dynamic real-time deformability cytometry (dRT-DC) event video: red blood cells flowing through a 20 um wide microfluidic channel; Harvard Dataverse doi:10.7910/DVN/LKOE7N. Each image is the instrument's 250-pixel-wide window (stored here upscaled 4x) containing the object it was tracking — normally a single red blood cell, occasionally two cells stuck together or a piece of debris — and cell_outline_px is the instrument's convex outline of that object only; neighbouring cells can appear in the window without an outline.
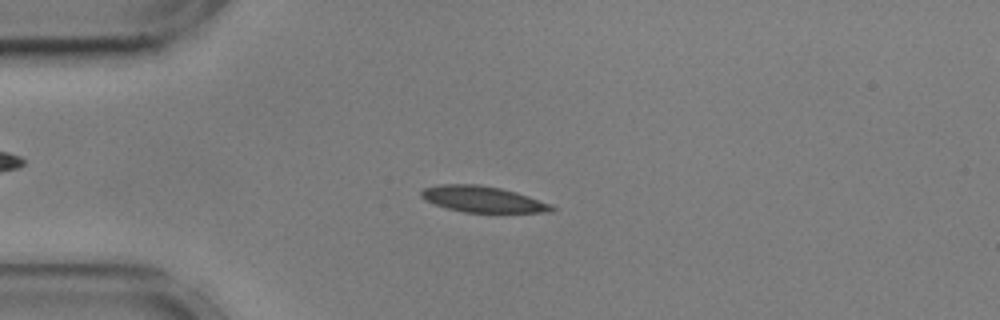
{"species": "common noctule bat (a hibernating species)", "species_latin": "Nyctalus noctula", "temperature_condition": "cold", "stored_images_in_passage": 55, "camera_frame_rate_fps": 3000, "um_per_image_px": 0.085, "animal": {"sex": "male", "body_mass_g": 17.9, "forearm_length_mm": 54.2}, "frame": {"image": 1, "passage_image": 13, "time_ms": 4.0, "image_size_px": [1000, 320], "cell_outline_px": [[556, 208], [552, 212], [464, 212], [448, 208], [424, 200], [420, 196], [420, 192], [424, 188], [440, 184], [480, 184], [500, 188], [516, 192], [552, 204]], "centroid_in_image_um": [41.03, 16.92], "position_along_channel_um": 44.0, "area_um2": 19.77}}
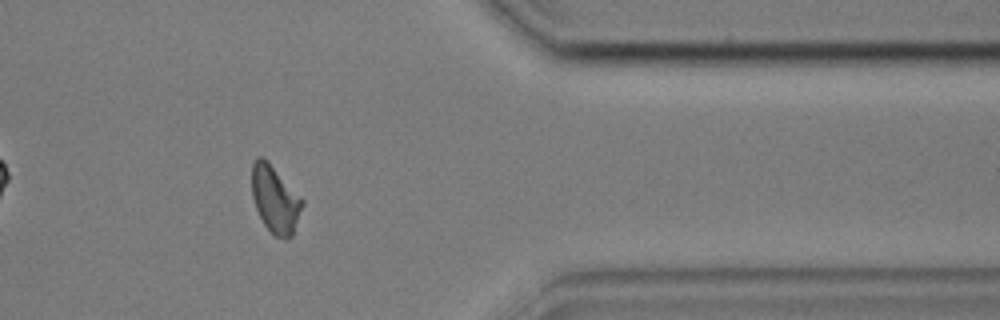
{"frame": {"image": 2, "passage_image": 45, "time_ms": 14.667, "image_size_px": [1000, 320], "cell_outline_px": [[304, 204], [292, 236], [276, 236], [264, 224], [256, 208], [252, 196], [252, 164], [256, 156], [264, 156], [268, 160], [304, 200]], "centroid_in_image_um": [23.38, 16.87], "position_along_channel_um": 388.0, "area_um2": 19.59}}
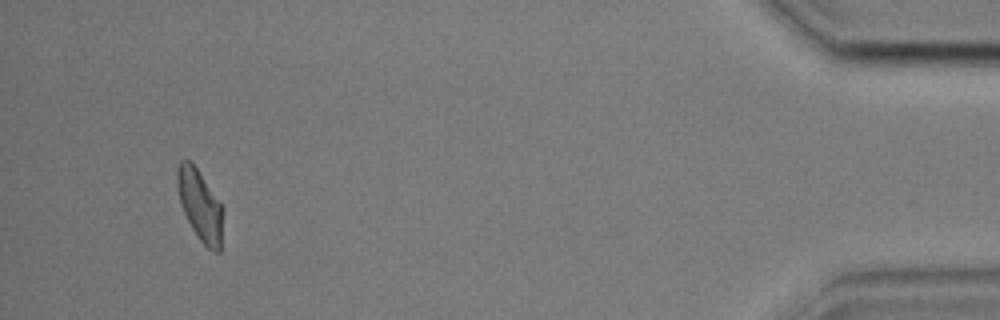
{"frame": {"image": 3, "passage_image": 52, "time_ms": 17.0, "image_size_px": [1000, 320], "cell_outline_px": [[224, 212], [220, 252], [216, 252], [208, 248], [200, 240], [192, 228], [180, 204], [176, 184], [176, 172], [180, 160], [192, 160], [224, 208]], "centroid_in_image_um": [17.01, 17.42], "position_along_channel_um": 418.2, "area_um2": 19.19}, "authors_computed_cell_mechanics": {"area_um2": 19.5942, "velocity_mm_per_s": 3.574, "shape_relaxation_time_tau1_ms": 4.5802, "shape_relaxation_time_tau2_ms": 2.4688, "deformation_change_tau1": 0.1076, "deformation_change_tau2": 0.0844}}